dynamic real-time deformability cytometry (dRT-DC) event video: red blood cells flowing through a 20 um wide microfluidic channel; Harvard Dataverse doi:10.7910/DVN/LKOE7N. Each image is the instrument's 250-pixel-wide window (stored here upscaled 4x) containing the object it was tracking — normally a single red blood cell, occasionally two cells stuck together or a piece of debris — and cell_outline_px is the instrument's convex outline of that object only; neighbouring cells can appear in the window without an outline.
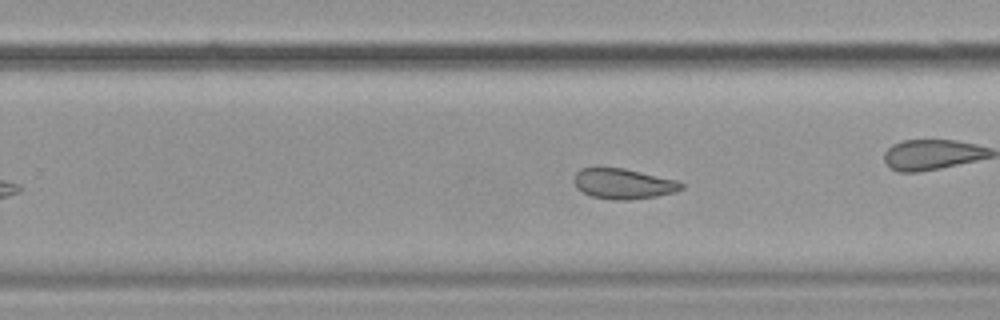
{"species": "common noctule bat (a hibernating species)", "species_latin": "Nyctalus noctula", "temperature_condition": "cold", "stored_images_in_passage": 42, "camera_frame_rate_fps": 3000, "um_per_image_px": 0.085, "animal": {"sex": "female", "body_mass_g": 19.9}, "frame": {"image": 1, "passage_image": 30, "time_ms": 9.667, "image_size_px": [1000, 320], "cell_outline_px": [[684, 188], [676, 192], [656, 196], [628, 200], [616, 200], [592, 196], [576, 188], [572, 180], [576, 172], [580, 168], [624, 168], [676, 180], [684, 184]], "centroid_in_image_um": [52.97, 15.62], "position_along_channel_um": 276.8, "area_um2": 18.96}, "authors_computed_cell_mechanics": {"area_um2": 20.1433, "velocity_mm_per_s": 3.5091, "shape_relaxation_time_tau1_ms": null, "shape_relaxation_time_tau2_ms": 6.8954, "deformation_change_tau1": null, "deformation_change_tau2": 0.1282}}